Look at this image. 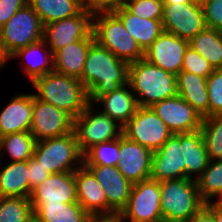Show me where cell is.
I'll list each match as a JSON object with an SVG mask.
<instances>
[{
    "instance_id": "53",
    "label": "cell",
    "mask_w": 222,
    "mask_h": 222,
    "mask_svg": "<svg viewBox=\"0 0 222 222\" xmlns=\"http://www.w3.org/2000/svg\"><path fill=\"white\" fill-rule=\"evenodd\" d=\"M128 1H131V0H122V6H124V4Z\"/></svg>"
},
{
    "instance_id": "21",
    "label": "cell",
    "mask_w": 222,
    "mask_h": 222,
    "mask_svg": "<svg viewBox=\"0 0 222 222\" xmlns=\"http://www.w3.org/2000/svg\"><path fill=\"white\" fill-rule=\"evenodd\" d=\"M33 94H20L9 101L0 113V137L29 131L32 124Z\"/></svg>"
},
{
    "instance_id": "42",
    "label": "cell",
    "mask_w": 222,
    "mask_h": 222,
    "mask_svg": "<svg viewBox=\"0 0 222 222\" xmlns=\"http://www.w3.org/2000/svg\"><path fill=\"white\" fill-rule=\"evenodd\" d=\"M28 172H29V197L33 188L41 184L51 173L45 169L38 160L33 156L28 159Z\"/></svg>"
},
{
    "instance_id": "10",
    "label": "cell",
    "mask_w": 222,
    "mask_h": 222,
    "mask_svg": "<svg viewBox=\"0 0 222 222\" xmlns=\"http://www.w3.org/2000/svg\"><path fill=\"white\" fill-rule=\"evenodd\" d=\"M160 198V182L153 179L140 181L133 184L127 204L120 214L130 221H163Z\"/></svg>"
},
{
    "instance_id": "9",
    "label": "cell",
    "mask_w": 222,
    "mask_h": 222,
    "mask_svg": "<svg viewBox=\"0 0 222 222\" xmlns=\"http://www.w3.org/2000/svg\"><path fill=\"white\" fill-rule=\"evenodd\" d=\"M122 134L152 152L158 151L173 134L151 107H138L123 126Z\"/></svg>"
},
{
    "instance_id": "17",
    "label": "cell",
    "mask_w": 222,
    "mask_h": 222,
    "mask_svg": "<svg viewBox=\"0 0 222 222\" xmlns=\"http://www.w3.org/2000/svg\"><path fill=\"white\" fill-rule=\"evenodd\" d=\"M29 200L33 210L39 204L77 202L75 172L51 174L32 189Z\"/></svg>"
},
{
    "instance_id": "19",
    "label": "cell",
    "mask_w": 222,
    "mask_h": 222,
    "mask_svg": "<svg viewBox=\"0 0 222 222\" xmlns=\"http://www.w3.org/2000/svg\"><path fill=\"white\" fill-rule=\"evenodd\" d=\"M183 160L180 133L172 134L158 151L153 152L150 179L161 182L185 178Z\"/></svg>"
},
{
    "instance_id": "6",
    "label": "cell",
    "mask_w": 222,
    "mask_h": 222,
    "mask_svg": "<svg viewBox=\"0 0 222 222\" xmlns=\"http://www.w3.org/2000/svg\"><path fill=\"white\" fill-rule=\"evenodd\" d=\"M44 25L27 4L0 29V58L6 64L19 49L43 39Z\"/></svg>"
},
{
    "instance_id": "25",
    "label": "cell",
    "mask_w": 222,
    "mask_h": 222,
    "mask_svg": "<svg viewBox=\"0 0 222 222\" xmlns=\"http://www.w3.org/2000/svg\"><path fill=\"white\" fill-rule=\"evenodd\" d=\"M126 86L128 87V84L109 94L100 96L94 101L97 104L103 103L104 110L102 112L122 127L131 119L139 107L136 95L128 90Z\"/></svg>"
},
{
    "instance_id": "38",
    "label": "cell",
    "mask_w": 222,
    "mask_h": 222,
    "mask_svg": "<svg viewBox=\"0 0 222 222\" xmlns=\"http://www.w3.org/2000/svg\"><path fill=\"white\" fill-rule=\"evenodd\" d=\"M207 91L209 116H218L222 113V69H215L207 77Z\"/></svg>"
},
{
    "instance_id": "26",
    "label": "cell",
    "mask_w": 222,
    "mask_h": 222,
    "mask_svg": "<svg viewBox=\"0 0 222 222\" xmlns=\"http://www.w3.org/2000/svg\"><path fill=\"white\" fill-rule=\"evenodd\" d=\"M180 146L185 163V178L194 179L192 173L199 177L210 161L201 131L180 133Z\"/></svg>"
},
{
    "instance_id": "12",
    "label": "cell",
    "mask_w": 222,
    "mask_h": 222,
    "mask_svg": "<svg viewBox=\"0 0 222 222\" xmlns=\"http://www.w3.org/2000/svg\"><path fill=\"white\" fill-rule=\"evenodd\" d=\"M93 30V15L82 9L77 15L44 25L43 40L54 54L68 44L88 37ZM49 44V45H48Z\"/></svg>"
},
{
    "instance_id": "46",
    "label": "cell",
    "mask_w": 222,
    "mask_h": 222,
    "mask_svg": "<svg viewBox=\"0 0 222 222\" xmlns=\"http://www.w3.org/2000/svg\"><path fill=\"white\" fill-rule=\"evenodd\" d=\"M205 206L212 212L215 222H222V205L216 200L205 203Z\"/></svg>"
},
{
    "instance_id": "33",
    "label": "cell",
    "mask_w": 222,
    "mask_h": 222,
    "mask_svg": "<svg viewBox=\"0 0 222 222\" xmlns=\"http://www.w3.org/2000/svg\"><path fill=\"white\" fill-rule=\"evenodd\" d=\"M201 199L206 203L222 194V159L210 160L207 168L195 177Z\"/></svg>"
},
{
    "instance_id": "32",
    "label": "cell",
    "mask_w": 222,
    "mask_h": 222,
    "mask_svg": "<svg viewBox=\"0 0 222 222\" xmlns=\"http://www.w3.org/2000/svg\"><path fill=\"white\" fill-rule=\"evenodd\" d=\"M36 142L29 131L7 134L0 137V154L4 149L13 162L27 161L34 154Z\"/></svg>"
},
{
    "instance_id": "22",
    "label": "cell",
    "mask_w": 222,
    "mask_h": 222,
    "mask_svg": "<svg viewBox=\"0 0 222 222\" xmlns=\"http://www.w3.org/2000/svg\"><path fill=\"white\" fill-rule=\"evenodd\" d=\"M95 41L93 32L84 39L68 44L54 53V72L75 77L82 82V72L90 45Z\"/></svg>"
},
{
    "instance_id": "1",
    "label": "cell",
    "mask_w": 222,
    "mask_h": 222,
    "mask_svg": "<svg viewBox=\"0 0 222 222\" xmlns=\"http://www.w3.org/2000/svg\"><path fill=\"white\" fill-rule=\"evenodd\" d=\"M129 64L94 41L88 50L82 84L89 94V102L128 84Z\"/></svg>"
},
{
    "instance_id": "2",
    "label": "cell",
    "mask_w": 222,
    "mask_h": 222,
    "mask_svg": "<svg viewBox=\"0 0 222 222\" xmlns=\"http://www.w3.org/2000/svg\"><path fill=\"white\" fill-rule=\"evenodd\" d=\"M33 87L37 90L33 96L45 103L52 104L73 119L87 107L89 94L82 82L71 76L50 72L34 79Z\"/></svg>"
},
{
    "instance_id": "43",
    "label": "cell",
    "mask_w": 222,
    "mask_h": 222,
    "mask_svg": "<svg viewBox=\"0 0 222 222\" xmlns=\"http://www.w3.org/2000/svg\"><path fill=\"white\" fill-rule=\"evenodd\" d=\"M27 4L28 0H0V27Z\"/></svg>"
},
{
    "instance_id": "52",
    "label": "cell",
    "mask_w": 222,
    "mask_h": 222,
    "mask_svg": "<svg viewBox=\"0 0 222 222\" xmlns=\"http://www.w3.org/2000/svg\"><path fill=\"white\" fill-rule=\"evenodd\" d=\"M4 62L2 61V59L0 58V68H2L4 66Z\"/></svg>"
},
{
    "instance_id": "27",
    "label": "cell",
    "mask_w": 222,
    "mask_h": 222,
    "mask_svg": "<svg viewBox=\"0 0 222 222\" xmlns=\"http://www.w3.org/2000/svg\"><path fill=\"white\" fill-rule=\"evenodd\" d=\"M0 197L29 198L28 160L12 161L1 169Z\"/></svg>"
},
{
    "instance_id": "16",
    "label": "cell",
    "mask_w": 222,
    "mask_h": 222,
    "mask_svg": "<svg viewBox=\"0 0 222 222\" xmlns=\"http://www.w3.org/2000/svg\"><path fill=\"white\" fill-rule=\"evenodd\" d=\"M189 41L163 31L145 51V59L163 70L178 75L182 70L183 58Z\"/></svg>"
},
{
    "instance_id": "23",
    "label": "cell",
    "mask_w": 222,
    "mask_h": 222,
    "mask_svg": "<svg viewBox=\"0 0 222 222\" xmlns=\"http://www.w3.org/2000/svg\"><path fill=\"white\" fill-rule=\"evenodd\" d=\"M177 92L202 117H209L207 78L181 71L177 76Z\"/></svg>"
},
{
    "instance_id": "14",
    "label": "cell",
    "mask_w": 222,
    "mask_h": 222,
    "mask_svg": "<svg viewBox=\"0 0 222 222\" xmlns=\"http://www.w3.org/2000/svg\"><path fill=\"white\" fill-rule=\"evenodd\" d=\"M151 108L173 134L200 130L202 117L181 96L164 99Z\"/></svg>"
},
{
    "instance_id": "31",
    "label": "cell",
    "mask_w": 222,
    "mask_h": 222,
    "mask_svg": "<svg viewBox=\"0 0 222 222\" xmlns=\"http://www.w3.org/2000/svg\"><path fill=\"white\" fill-rule=\"evenodd\" d=\"M189 46L208 60L214 69H222V31L206 27L189 41Z\"/></svg>"
},
{
    "instance_id": "37",
    "label": "cell",
    "mask_w": 222,
    "mask_h": 222,
    "mask_svg": "<svg viewBox=\"0 0 222 222\" xmlns=\"http://www.w3.org/2000/svg\"><path fill=\"white\" fill-rule=\"evenodd\" d=\"M124 7L132 14L141 18L161 20L163 0H131Z\"/></svg>"
},
{
    "instance_id": "50",
    "label": "cell",
    "mask_w": 222,
    "mask_h": 222,
    "mask_svg": "<svg viewBox=\"0 0 222 222\" xmlns=\"http://www.w3.org/2000/svg\"><path fill=\"white\" fill-rule=\"evenodd\" d=\"M216 201H217L220 205H222V194L220 195L219 200L217 199Z\"/></svg>"
},
{
    "instance_id": "40",
    "label": "cell",
    "mask_w": 222,
    "mask_h": 222,
    "mask_svg": "<svg viewBox=\"0 0 222 222\" xmlns=\"http://www.w3.org/2000/svg\"><path fill=\"white\" fill-rule=\"evenodd\" d=\"M202 9L206 27L222 31V0H209Z\"/></svg>"
},
{
    "instance_id": "15",
    "label": "cell",
    "mask_w": 222,
    "mask_h": 222,
    "mask_svg": "<svg viewBox=\"0 0 222 222\" xmlns=\"http://www.w3.org/2000/svg\"><path fill=\"white\" fill-rule=\"evenodd\" d=\"M153 152L123 134L119 137L117 169L132 184L150 179Z\"/></svg>"
},
{
    "instance_id": "8",
    "label": "cell",
    "mask_w": 222,
    "mask_h": 222,
    "mask_svg": "<svg viewBox=\"0 0 222 222\" xmlns=\"http://www.w3.org/2000/svg\"><path fill=\"white\" fill-rule=\"evenodd\" d=\"M89 103L81 114L73 119V132L79 149L84 154L89 148L108 142L122 135V126L103 112L94 113ZM94 113V114H93Z\"/></svg>"
},
{
    "instance_id": "29",
    "label": "cell",
    "mask_w": 222,
    "mask_h": 222,
    "mask_svg": "<svg viewBox=\"0 0 222 222\" xmlns=\"http://www.w3.org/2000/svg\"><path fill=\"white\" fill-rule=\"evenodd\" d=\"M33 214L41 222H88L90 218L78 202L39 204Z\"/></svg>"
},
{
    "instance_id": "34",
    "label": "cell",
    "mask_w": 222,
    "mask_h": 222,
    "mask_svg": "<svg viewBox=\"0 0 222 222\" xmlns=\"http://www.w3.org/2000/svg\"><path fill=\"white\" fill-rule=\"evenodd\" d=\"M200 131L209 160L222 159V118H203Z\"/></svg>"
},
{
    "instance_id": "11",
    "label": "cell",
    "mask_w": 222,
    "mask_h": 222,
    "mask_svg": "<svg viewBox=\"0 0 222 222\" xmlns=\"http://www.w3.org/2000/svg\"><path fill=\"white\" fill-rule=\"evenodd\" d=\"M162 24L165 32L190 41L206 28L202 6L192 1L163 4Z\"/></svg>"
},
{
    "instance_id": "3",
    "label": "cell",
    "mask_w": 222,
    "mask_h": 222,
    "mask_svg": "<svg viewBox=\"0 0 222 222\" xmlns=\"http://www.w3.org/2000/svg\"><path fill=\"white\" fill-rule=\"evenodd\" d=\"M128 86L141 97H136L140 107H151L178 95L176 75L149 63L145 58L129 64Z\"/></svg>"
},
{
    "instance_id": "48",
    "label": "cell",
    "mask_w": 222,
    "mask_h": 222,
    "mask_svg": "<svg viewBox=\"0 0 222 222\" xmlns=\"http://www.w3.org/2000/svg\"><path fill=\"white\" fill-rule=\"evenodd\" d=\"M193 3L203 6L205 3H207L209 0H191Z\"/></svg>"
},
{
    "instance_id": "45",
    "label": "cell",
    "mask_w": 222,
    "mask_h": 222,
    "mask_svg": "<svg viewBox=\"0 0 222 222\" xmlns=\"http://www.w3.org/2000/svg\"><path fill=\"white\" fill-rule=\"evenodd\" d=\"M187 222H215L212 212L204 205Z\"/></svg>"
},
{
    "instance_id": "20",
    "label": "cell",
    "mask_w": 222,
    "mask_h": 222,
    "mask_svg": "<svg viewBox=\"0 0 222 222\" xmlns=\"http://www.w3.org/2000/svg\"><path fill=\"white\" fill-rule=\"evenodd\" d=\"M77 202L89 215L107 214V197L93 173L84 165L75 171Z\"/></svg>"
},
{
    "instance_id": "44",
    "label": "cell",
    "mask_w": 222,
    "mask_h": 222,
    "mask_svg": "<svg viewBox=\"0 0 222 222\" xmlns=\"http://www.w3.org/2000/svg\"><path fill=\"white\" fill-rule=\"evenodd\" d=\"M88 222H125L120 213L90 215Z\"/></svg>"
},
{
    "instance_id": "35",
    "label": "cell",
    "mask_w": 222,
    "mask_h": 222,
    "mask_svg": "<svg viewBox=\"0 0 222 222\" xmlns=\"http://www.w3.org/2000/svg\"><path fill=\"white\" fill-rule=\"evenodd\" d=\"M32 215L29 198L0 197V222H27Z\"/></svg>"
},
{
    "instance_id": "28",
    "label": "cell",
    "mask_w": 222,
    "mask_h": 222,
    "mask_svg": "<svg viewBox=\"0 0 222 222\" xmlns=\"http://www.w3.org/2000/svg\"><path fill=\"white\" fill-rule=\"evenodd\" d=\"M43 25L77 15L83 8L80 0H28Z\"/></svg>"
},
{
    "instance_id": "7",
    "label": "cell",
    "mask_w": 222,
    "mask_h": 222,
    "mask_svg": "<svg viewBox=\"0 0 222 222\" xmlns=\"http://www.w3.org/2000/svg\"><path fill=\"white\" fill-rule=\"evenodd\" d=\"M33 157L51 174L75 172L83 165V154L73 131L62 137L37 141Z\"/></svg>"
},
{
    "instance_id": "30",
    "label": "cell",
    "mask_w": 222,
    "mask_h": 222,
    "mask_svg": "<svg viewBox=\"0 0 222 222\" xmlns=\"http://www.w3.org/2000/svg\"><path fill=\"white\" fill-rule=\"evenodd\" d=\"M46 42L42 39L38 42H35L33 44L28 45L25 48L19 49L17 52H15L10 59L12 58H16V57H22L23 61L26 60L27 58H29L31 56V58L33 57L32 55H39L36 53L39 52H43L45 54H42V56L40 57V59H38L39 57H37V61L33 60L32 61H28L26 66H24L25 69L24 70V74H27L26 76L30 79V82H32L34 79L44 76L47 73L53 72L54 71V54L49 50V52L44 49L46 48ZM41 54V53H40ZM35 58V57H34ZM32 60V59H31Z\"/></svg>"
},
{
    "instance_id": "24",
    "label": "cell",
    "mask_w": 222,
    "mask_h": 222,
    "mask_svg": "<svg viewBox=\"0 0 222 222\" xmlns=\"http://www.w3.org/2000/svg\"><path fill=\"white\" fill-rule=\"evenodd\" d=\"M113 13L121 20L144 52L164 31L161 20L141 18L130 13L124 6Z\"/></svg>"
},
{
    "instance_id": "13",
    "label": "cell",
    "mask_w": 222,
    "mask_h": 222,
    "mask_svg": "<svg viewBox=\"0 0 222 222\" xmlns=\"http://www.w3.org/2000/svg\"><path fill=\"white\" fill-rule=\"evenodd\" d=\"M73 131V118L52 104L33 96L32 124L29 132L36 141L57 138Z\"/></svg>"
},
{
    "instance_id": "49",
    "label": "cell",
    "mask_w": 222,
    "mask_h": 222,
    "mask_svg": "<svg viewBox=\"0 0 222 222\" xmlns=\"http://www.w3.org/2000/svg\"><path fill=\"white\" fill-rule=\"evenodd\" d=\"M27 222H41V221L33 214Z\"/></svg>"
},
{
    "instance_id": "51",
    "label": "cell",
    "mask_w": 222,
    "mask_h": 222,
    "mask_svg": "<svg viewBox=\"0 0 222 222\" xmlns=\"http://www.w3.org/2000/svg\"><path fill=\"white\" fill-rule=\"evenodd\" d=\"M129 222H163V221H129Z\"/></svg>"
},
{
    "instance_id": "36",
    "label": "cell",
    "mask_w": 222,
    "mask_h": 222,
    "mask_svg": "<svg viewBox=\"0 0 222 222\" xmlns=\"http://www.w3.org/2000/svg\"><path fill=\"white\" fill-rule=\"evenodd\" d=\"M119 138L96 144L83 154V165L115 166L119 162Z\"/></svg>"
},
{
    "instance_id": "41",
    "label": "cell",
    "mask_w": 222,
    "mask_h": 222,
    "mask_svg": "<svg viewBox=\"0 0 222 222\" xmlns=\"http://www.w3.org/2000/svg\"><path fill=\"white\" fill-rule=\"evenodd\" d=\"M82 8L92 15L114 12L122 6V0H80Z\"/></svg>"
},
{
    "instance_id": "47",
    "label": "cell",
    "mask_w": 222,
    "mask_h": 222,
    "mask_svg": "<svg viewBox=\"0 0 222 222\" xmlns=\"http://www.w3.org/2000/svg\"><path fill=\"white\" fill-rule=\"evenodd\" d=\"M190 1L191 0H163V4H183Z\"/></svg>"
},
{
    "instance_id": "5",
    "label": "cell",
    "mask_w": 222,
    "mask_h": 222,
    "mask_svg": "<svg viewBox=\"0 0 222 222\" xmlns=\"http://www.w3.org/2000/svg\"><path fill=\"white\" fill-rule=\"evenodd\" d=\"M92 32L100 46L128 64L145 57V52L113 12L93 15Z\"/></svg>"
},
{
    "instance_id": "39",
    "label": "cell",
    "mask_w": 222,
    "mask_h": 222,
    "mask_svg": "<svg viewBox=\"0 0 222 222\" xmlns=\"http://www.w3.org/2000/svg\"><path fill=\"white\" fill-rule=\"evenodd\" d=\"M214 70L208 60L188 46L184 53L181 71H187L207 78Z\"/></svg>"
},
{
    "instance_id": "4",
    "label": "cell",
    "mask_w": 222,
    "mask_h": 222,
    "mask_svg": "<svg viewBox=\"0 0 222 222\" xmlns=\"http://www.w3.org/2000/svg\"><path fill=\"white\" fill-rule=\"evenodd\" d=\"M160 189L163 222H187L205 205L195 179L164 180Z\"/></svg>"
},
{
    "instance_id": "18",
    "label": "cell",
    "mask_w": 222,
    "mask_h": 222,
    "mask_svg": "<svg viewBox=\"0 0 222 222\" xmlns=\"http://www.w3.org/2000/svg\"><path fill=\"white\" fill-rule=\"evenodd\" d=\"M101 185L107 197V214L120 213L127 204L133 184L115 166L84 165Z\"/></svg>"
}]
</instances>
